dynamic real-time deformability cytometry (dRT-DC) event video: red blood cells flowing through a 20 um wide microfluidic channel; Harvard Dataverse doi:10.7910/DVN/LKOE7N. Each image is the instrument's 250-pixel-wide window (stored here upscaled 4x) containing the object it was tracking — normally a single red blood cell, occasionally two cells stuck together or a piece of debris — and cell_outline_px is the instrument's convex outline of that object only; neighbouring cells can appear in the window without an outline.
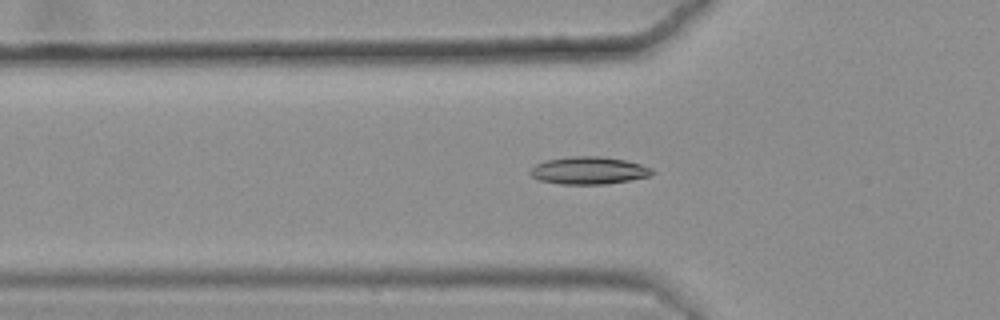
{"species": "common noctule bat (a hibernating species)", "species_latin": "Nyctalus noctula", "temperature_condition": "warm", "stored_images_in_passage": 36, "camera_frame_rate_fps": 3000, "um_per_image_px": 0.085, "animal": {"sex": "female", "body_mass_g": 25.1}, "frame": {"image": 1, "passage_image": 6, "time_ms": 1.667, "image_size_px": [1000, 320], "cell_outline_px": [[656, 172], [648, 176], [628, 180], [604, 184], [560, 184], [540, 180], [532, 176], [528, 172], [536, 164], [544, 160], [572, 156], [600, 156], [624, 160], [640, 164], [652, 168]], "centroid_in_image_um": [50.02, 14.48], "position_along_channel_um": 75.8, "area_um2": 19.42}}
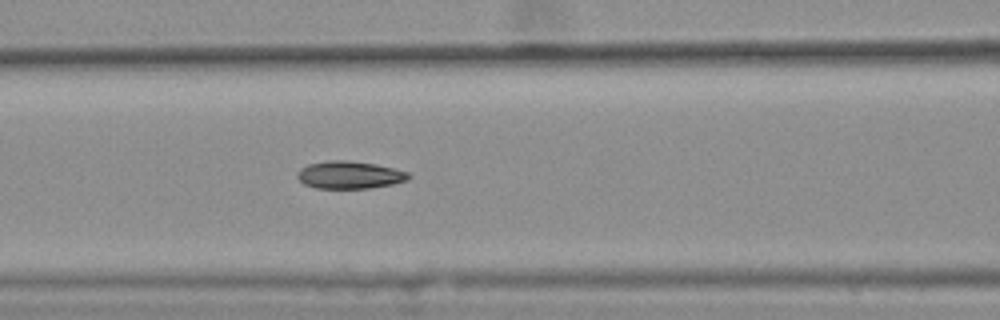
{"frame": {"image": 2, "passage_image": 11, "time_ms": 3.333, "image_size_px": [1000, 320], "cell_outline_px": [[412, 176], [408, 180], [392, 184], [368, 188], [316, 188], [304, 184], [296, 176], [296, 172], [300, 168], [308, 164], [332, 160], [348, 160], [376, 164], [408, 172]], "centroid_in_image_um": [29.7, 14.86], "position_along_channel_um": 136.9, "area_um2": 17.86}, "authors_computed_cell_mechanics": {"area_um2": 17.9758, "velocity_mm_per_s": 3.63, "shape_relaxation_time_tau1_ms": 7.4509, "shape_relaxation_time_tau2_ms": 3.3404, "deformation_change_tau1": 0.1843, "deformation_change_tau2": 0.0839}}